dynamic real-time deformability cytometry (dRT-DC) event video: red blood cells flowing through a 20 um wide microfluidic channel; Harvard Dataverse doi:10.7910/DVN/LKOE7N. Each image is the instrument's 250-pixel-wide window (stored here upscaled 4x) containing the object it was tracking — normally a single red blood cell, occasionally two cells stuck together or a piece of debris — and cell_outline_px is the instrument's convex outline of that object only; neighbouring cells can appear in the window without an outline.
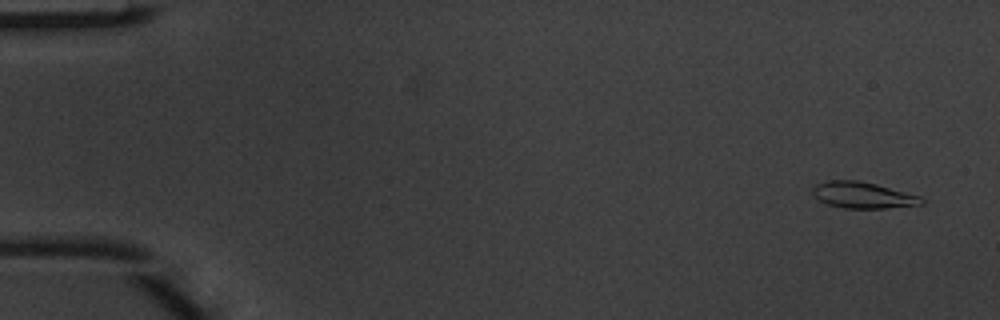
{"species": "common noctule bat (a hibernating species)", "species_latin": "Nyctalus noctula", "temperature_condition": "warm", "stored_images_in_passage": 5, "camera_frame_rate_fps": 3000, "um_per_image_px": 0.085, "animal": {"sex": "male", "body_mass_g": 20.1, "forearm_length_mm": 53.5}, "frame": {"image": 1, "passage_image": 1, "time_ms": 0.0, "image_size_px": [1000, 320], "cell_outline_px": [[924, 204], [884, 208], [844, 208], [828, 204], [812, 196], [812, 188], [816, 184], [828, 180], [856, 180], [876, 184], [920, 196], [924, 200]], "centroid_in_image_um": [73.31, 16.58], "position_along_channel_um": 11.7, "area_um2": 16.59}}
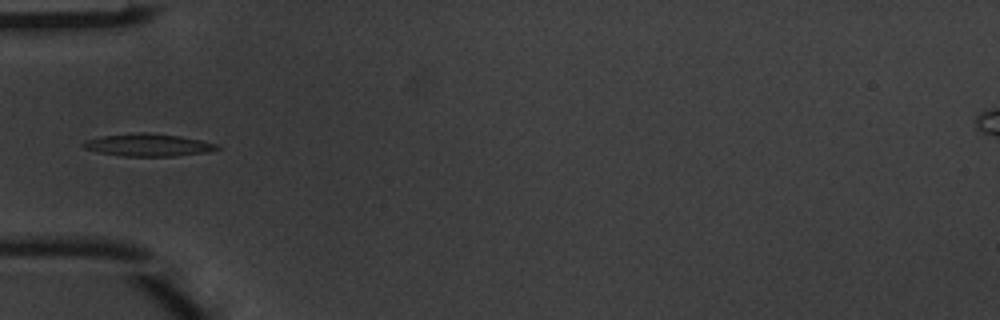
{"frame": {"image": 2, "passage_image": 5, "time_ms": 1.333, "image_size_px": [1000, 320], "cell_outline_px": [[220, 148], [208, 152], [176, 156], [120, 156], [96, 152], [84, 148], [80, 144], [84, 140], [100, 136], [136, 132], [148, 132], [180, 136], [200, 140], [216, 144]], "centroid_in_image_um": [12.52, 12.32], "position_along_channel_um": 72.5, "area_um2": 17.74}}